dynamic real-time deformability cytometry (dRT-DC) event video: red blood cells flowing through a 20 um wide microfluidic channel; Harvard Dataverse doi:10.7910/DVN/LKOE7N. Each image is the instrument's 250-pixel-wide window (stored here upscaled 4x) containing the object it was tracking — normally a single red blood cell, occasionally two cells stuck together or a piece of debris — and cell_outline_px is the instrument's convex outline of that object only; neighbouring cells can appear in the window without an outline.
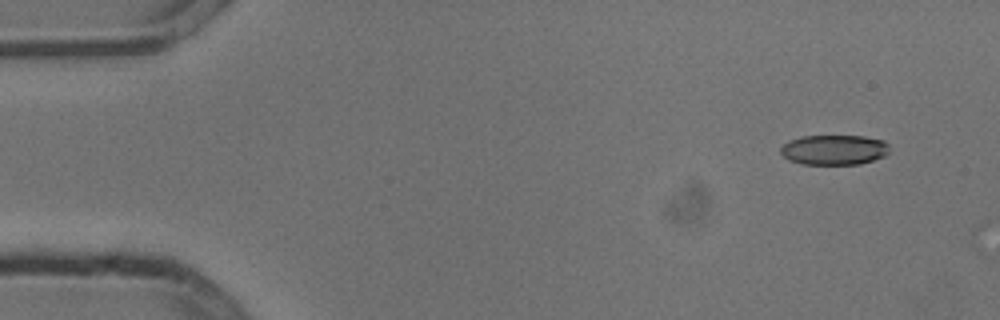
{"species": "common noctule bat (a hibernating species)", "species_latin": "Nyctalus noctula", "temperature_condition": "cold", "stored_images_in_passage": 4, "camera_frame_rate_fps": 3000, "um_per_image_px": 0.085, "animal": {"sex": "male", "body_mass_g": 13.3}, "frame": {"image": 1, "passage_image": 1, "time_ms": 0.0, "image_size_px": [1000, 320], "cell_outline_px": [[888, 152], [884, 156], [860, 164], [800, 164], [788, 160], [780, 152], [780, 148], [788, 140], [804, 136], [864, 136], [884, 140], [888, 144]], "centroid_in_image_um": [70.88, 12.73], "position_along_channel_um": 14.1, "area_um2": 19.07}}
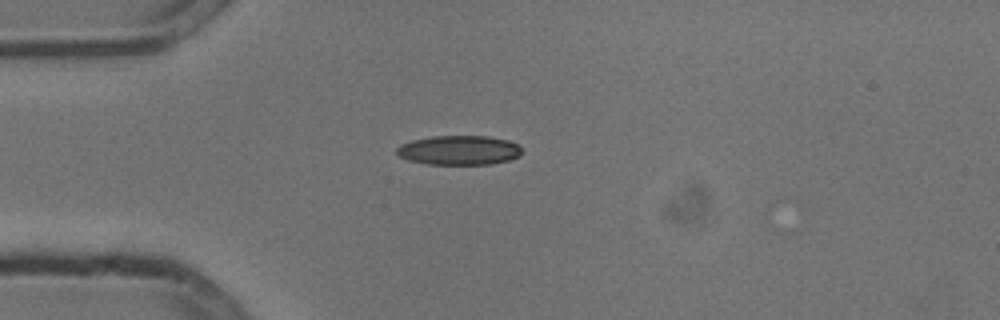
{"frame": {"image": 2, "passage_image": 4, "time_ms": 1.0, "image_size_px": [1000, 320], "cell_outline_px": [[520, 156], [508, 160], [492, 164], [428, 164], [408, 160], [400, 156], [396, 152], [396, 148], [400, 144], [412, 140], [432, 136], [488, 136], [508, 140], [520, 144]], "centroid_in_image_um": [39.02, 12.76], "position_along_channel_um": 46.0, "area_um2": 21.5}}